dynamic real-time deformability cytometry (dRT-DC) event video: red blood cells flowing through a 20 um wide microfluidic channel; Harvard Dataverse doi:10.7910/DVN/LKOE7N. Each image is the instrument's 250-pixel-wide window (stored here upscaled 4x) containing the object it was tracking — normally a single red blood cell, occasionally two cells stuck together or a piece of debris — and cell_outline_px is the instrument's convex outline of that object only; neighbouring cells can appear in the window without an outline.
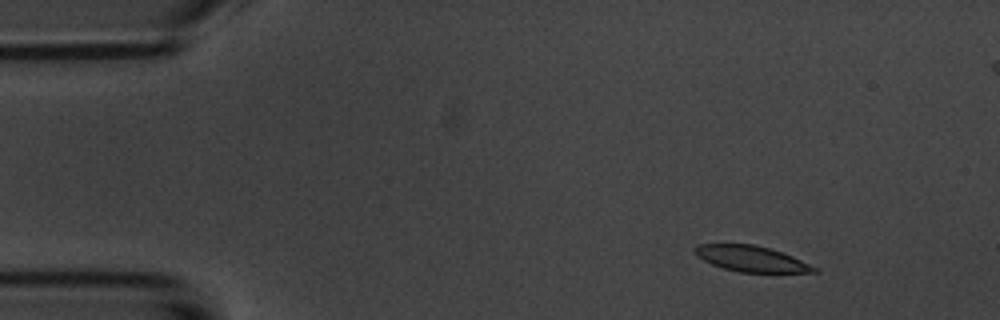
{"species": "common noctule bat (a hibernating species)", "species_latin": "Nyctalus noctula", "temperature_condition": "room temperature", "stored_images_in_passage": 5, "camera_frame_rate_fps": 3000, "um_per_image_px": 0.085, "animal": {"sex": "male", "body_mass_g": 20.1, "forearm_length_mm": 53.5}, "frame": {"image": 1, "passage_image": 2, "time_ms": 1.333, "image_size_px": [1000, 320], "cell_outline_px": [[820, 272], [740, 272], [724, 268], [712, 264], [696, 256], [692, 252], [692, 248], [696, 244], [756, 244], [792, 256], [816, 268]], "centroid_in_image_um": [63.77, 21.98], "position_along_channel_um": 21.2, "area_um2": 17.74}}